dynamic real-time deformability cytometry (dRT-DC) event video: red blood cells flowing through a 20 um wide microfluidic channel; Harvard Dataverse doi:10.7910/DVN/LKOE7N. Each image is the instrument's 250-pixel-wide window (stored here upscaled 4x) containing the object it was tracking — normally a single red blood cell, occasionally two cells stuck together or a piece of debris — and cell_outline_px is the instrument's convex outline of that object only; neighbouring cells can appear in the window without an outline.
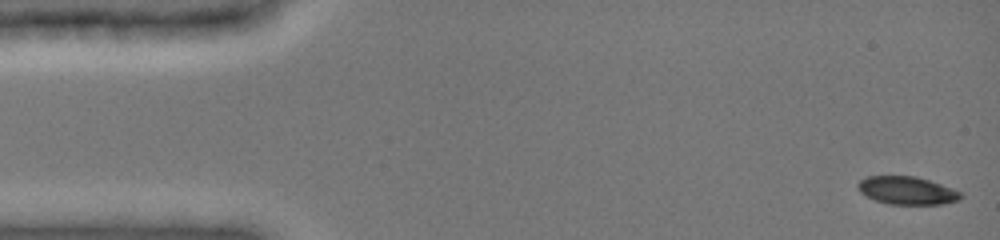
{"species": "common noctule bat (a hibernating species)", "species_latin": "Nyctalus noctula", "temperature_condition": "cold", "stored_images_in_passage": 5, "camera_frame_rate_fps": 3000, "um_per_image_px": 0.085, "animal": {"sex": "female", "body_mass_g": 19.0, "forearm_length_mm": 51.5}, "frame": {"image": 1, "passage_image": 1, "time_ms": 0.0, "image_size_px": [1000, 240], "cell_outline_px": [[964, 196], [960, 200], [944, 204], [888, 204], [876, 200], [860, 192], [856, 184], [860, 180], [868, 176], [916, 176], [952, 188], [960, 192]], "centroid_in_image_um": [77.11, 16.19], "position_along_channel_um": 7.9, "area_um2": 16.7}}
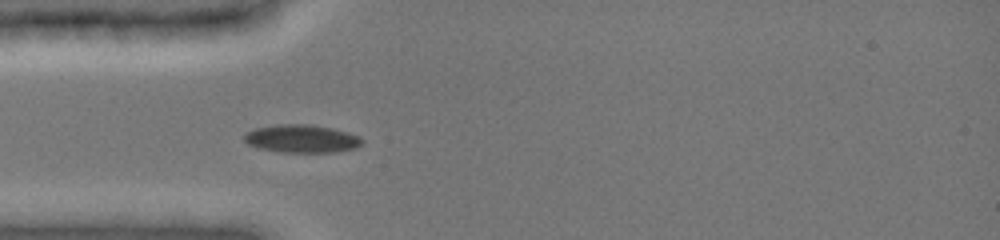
{"frame": {"image": 2, "passage_image": 5, "time_ms": 4.333, "image_size_px": [1000, 240], "cell_outline_px": [[364, 140], [356, 148], [332, 152], [280, 152], [260, 148], [248, 144], [244, 140], [244, 132], [256, 128], [276, 124], [308, 124], [332, 128], [360, 136]], "centroid_in_image_um": [25.62, 11.78], "position_along_channel_um": 59.4, "area_um2": 19.19}}